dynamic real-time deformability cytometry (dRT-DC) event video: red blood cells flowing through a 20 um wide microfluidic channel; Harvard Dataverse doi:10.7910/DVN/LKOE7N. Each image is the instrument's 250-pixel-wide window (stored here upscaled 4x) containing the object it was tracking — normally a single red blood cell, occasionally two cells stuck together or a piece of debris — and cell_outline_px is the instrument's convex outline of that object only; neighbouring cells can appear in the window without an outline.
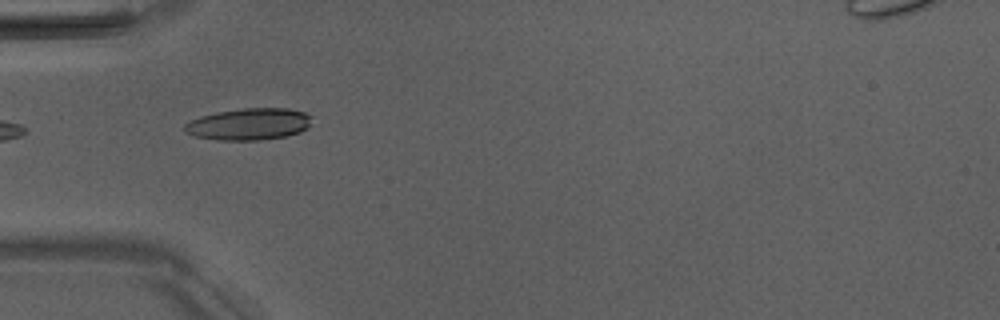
{"species": "Egyptian fruit bat (a non-hibernating species)", "species_latin": "Rousettus aegyptiacus", "temperature_condition": "room temperature", "stored_images_in_passage": 4, "camera_frame_rate_fps": 3000, "um_per_image_px": 0.085, "animal": {"sex": "male"}, "frame": {"image": 1, "passage_image": 3, "time_ms": 2.333, "image_size_px": [1000, 320], "cell_outline_px": [[312, 116], [308, 124], [300, 132], [284, 136], [260, 140], [220, 140], [192, 136], [184, 132], [184, 124], [200, 116], [216, 112], [244, 108], [288, 108], [304, 112]], "centroid_in_image_um": [21.11, 10.55], "position_along_channel_um": 63.9, "area_um2": 23.47}}